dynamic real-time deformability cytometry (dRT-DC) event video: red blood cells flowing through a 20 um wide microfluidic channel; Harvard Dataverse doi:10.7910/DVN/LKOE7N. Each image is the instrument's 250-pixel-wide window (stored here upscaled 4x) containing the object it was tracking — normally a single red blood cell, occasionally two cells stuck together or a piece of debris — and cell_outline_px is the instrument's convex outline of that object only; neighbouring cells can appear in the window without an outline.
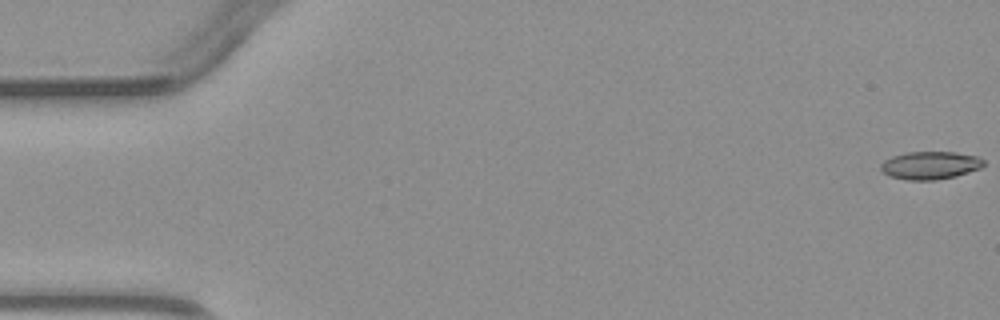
{"species": "common noctule bat (a hibernating species)", "species_latin": "Nyctalus noctula", "temperature_condition": "warm", "stored_images_in_passage": 6, "camera_frame_rate_fps": 3000, "um_per_image_px": 0.085, "animal": {"sex": "male", "body_mass_g": 23.1, "forearm_length_mm": 52.7}, "frame": {"image": 1, "passage_image": 1, "time_ms": 0.0, "image_size_px": [1000, 320], "cell_outline_px": [[984, 164], [980, 168], [956, 176], [936, 180], [908, 180], [888, 176], [880, 168], [880, 164], [884, 160], [892, 156], [908, 152], [956, 152], [976, 156], [984, 160]], "centroid_in_image_um": [79.05, 14.05], "position_along_channel_um": 6.0, "area_um2": 16.7}}
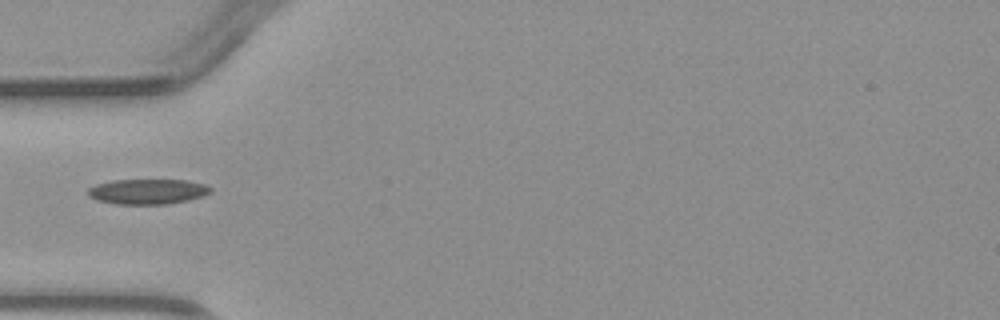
{"frame": {"image": 2, "passage_image": 5, "time_ms": 5.0, "image_size_px": [1000, 320], "cell_outline_px": [[212, 192], [188, 200], [168, 204], [116, 204], [96, 200], [88, 196], [88, 188], [96, 184], [112, 180], [184, 180], [204, 184], [212, 188]], "centroid_in_image_um": [12.52, 16.28], "position_along_channel_um": 72.5, "area_um2": 17.98}}
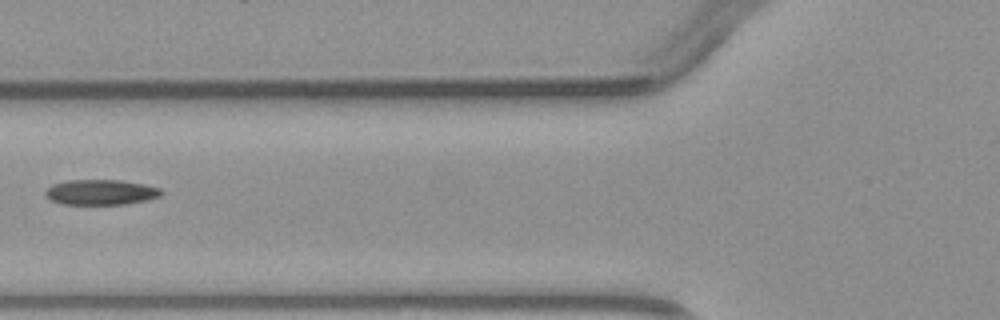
{"frame": {"image": 3, "passage_image": 6, "time_ms": 6.0, "image_size_px": [1000, 320], "cell_outline_px": [[164, 192], [160, 196], [144, 200], [124, 204], [64, 204], [52, 200], [44, 192], [52, 184], [64, 180], [120, 180], [144, 184], [160, 188]], "centroid_in_image_um": [8.57, 16.32], "position_along_channel_um": 117.2, "area_um2": 16.94}}